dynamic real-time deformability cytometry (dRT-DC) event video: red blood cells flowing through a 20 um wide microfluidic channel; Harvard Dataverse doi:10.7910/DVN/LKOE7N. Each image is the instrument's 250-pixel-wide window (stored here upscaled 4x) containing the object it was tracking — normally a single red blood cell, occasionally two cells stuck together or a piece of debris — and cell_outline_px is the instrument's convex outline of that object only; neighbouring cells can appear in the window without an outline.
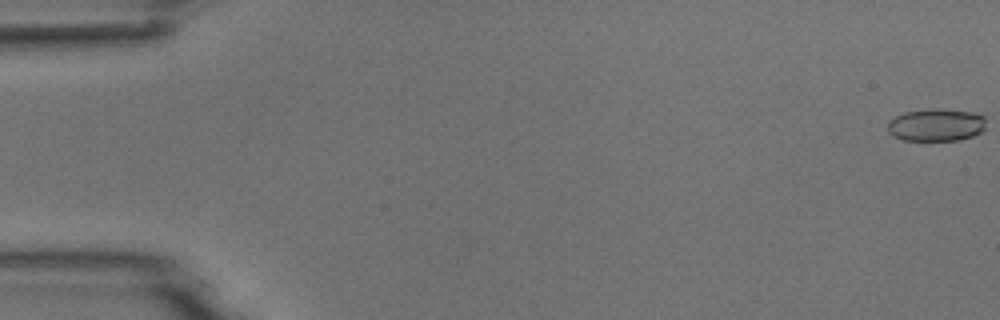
{"species": "common noctule bat (a hibernating species)", "species_latin": "Nyctalus noctula", "temperature_condition": "room temperature", "stored_images_in_passage": 5, "camera_frame_rate_fps": 3000, "um_per_image_px": 0.085, "animal": {"sex": "male", "body_mass_g": 18.8}, "frame": {"image": 1, "passage_image": 1, "time_ms": 0.0, "image_size_px": [1000, 320], "cell_outline_px": [[984, 128], [980, 132], [972, 136], [960, 140], [904, 140], [892, 136], [888, 132], [888, 120], [904, 112], [972, 112], [984, 116]], "centroid_in_image_um": [79.53, 10.68], "position_along_channel_um": 5.5, "area_um2": 17.63}}
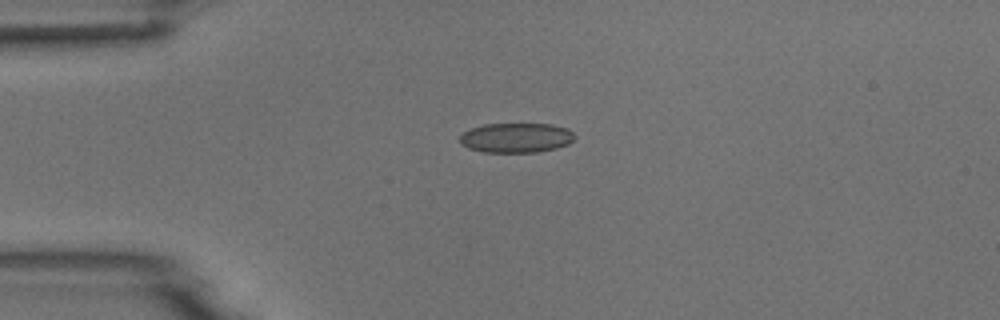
{"frame": {"image": 2, "passage_image": 4, "time_ms": 4.333, "image_size_px": [1000, 320], "cell_outline_px": [[576, 136], [568, 144], [556, 148], [536, 152], [484, 152], [468, 148], [460, 144], [460, 136], [464, 132], [472, 128], [484, 124], [552, 124], [568, 128]], "centroid_in_image_um": [43.88, 11.71], "position_along_channel_um": 41.1, "area_um2": 19.88}}